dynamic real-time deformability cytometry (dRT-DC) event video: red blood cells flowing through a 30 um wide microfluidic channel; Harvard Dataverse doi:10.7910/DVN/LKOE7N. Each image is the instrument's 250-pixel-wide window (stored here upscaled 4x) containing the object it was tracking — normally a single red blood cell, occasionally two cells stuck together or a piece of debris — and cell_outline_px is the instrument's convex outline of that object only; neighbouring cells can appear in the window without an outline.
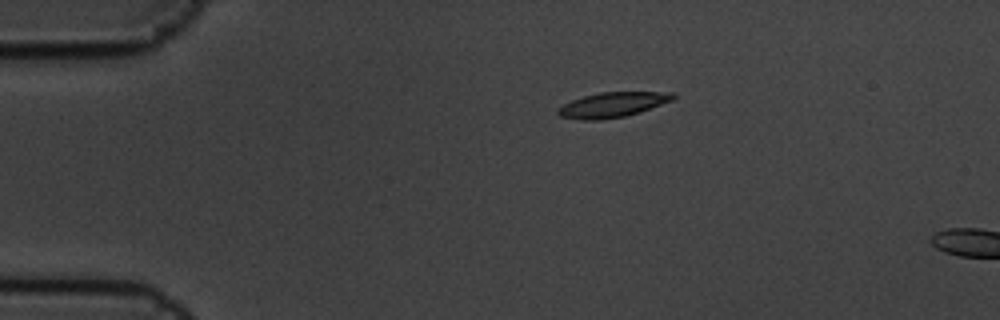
{"species": "common noctule bat (a hibernating species)", "species_latin": "Nyctalus noctula", "temperature_condition": "cold", "stored_images_in_passage": 3, "camera_frame_rate_fps": 3000, "um_per_image_px": 0.085, "animal": {"sex": "male", "body_mass_g": 19.5, "forearm_length_mm": 54.6}, "frame": {"image": 1, "passage_image": 2, "time_ms": 0.333, "image_size_px": [1000, 320], "cell_outline_px": [[676, 96], [672, 100], [640, 112], [624, 116], [600, 120], [584, 120], [560, 116], [556, 112], [556, 108], [572, 100], [584, 96], [600, 92], [676, 92]], "centroid_in_image_um": [52.06, 8.9], "position_along_channel_um": 32.9, "area_um2": 16.7}}